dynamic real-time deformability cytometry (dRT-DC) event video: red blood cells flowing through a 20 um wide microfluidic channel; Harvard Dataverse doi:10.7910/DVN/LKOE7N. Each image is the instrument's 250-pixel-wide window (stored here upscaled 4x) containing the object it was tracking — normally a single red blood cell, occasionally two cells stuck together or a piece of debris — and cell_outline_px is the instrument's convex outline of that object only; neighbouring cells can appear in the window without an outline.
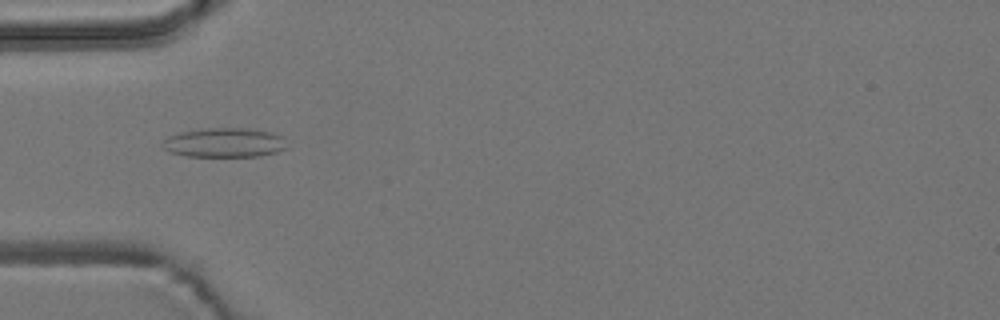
{"species": "common noctule bat (a hibernating species)", "species_latin": "Nyctalus noctula", "temperature_condition": "room temperature", "stored_images_in_passage": 6, "camera_frame_rate_fps": 3000, "um_per_image_px": 0.085, "animal": {"sex": "male", "body_mass_g": 19.2, "forearm_length_mm": 51.8}, "frame": {"image": 1, "passage_image": 1, "time_ms": 0.0, "image_size_px": [1000, 320], "cell_outline_px": [[288, 148], [276, 152], [260, 156], [188, 156], [168, 152], [160, 144], [168, 136], [180, 132], [208, 128], [248, 128], [272, 132], [280, 136]], "centroid_in_image_um": [19.05, 12.12], "position_along_channel_um": 66.0, "area_um2": 21.27}}
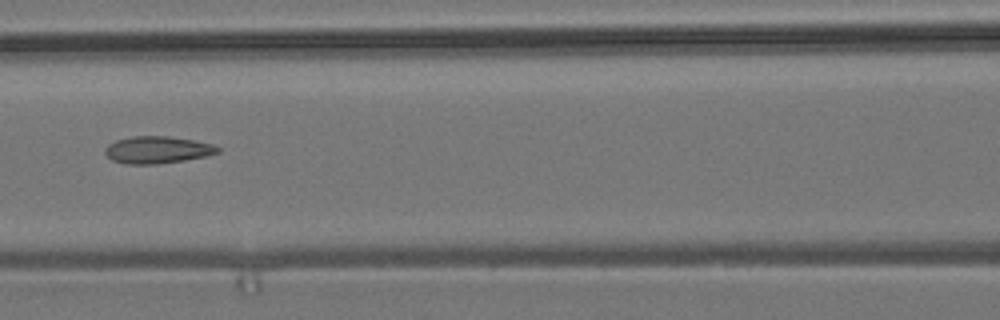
{"frame": {"image": 2, "passage_image": 3, "time_ms": 2.333, "image_size_px": [1000, 320], "cell_outline_px": [[220, 152], [204, 156], [184, 160], [156, 164], [124, 164], [112, 160], [104, 152], [104, 148], [108, 144], [116, 140], [132, 136], [168, 136], [192, 140], [212, 144], [220, 148]], "centroid_in_image_um": [13.34, 12.73], "position_along_channel_um": 153.3, "area_um2": 17.74}}
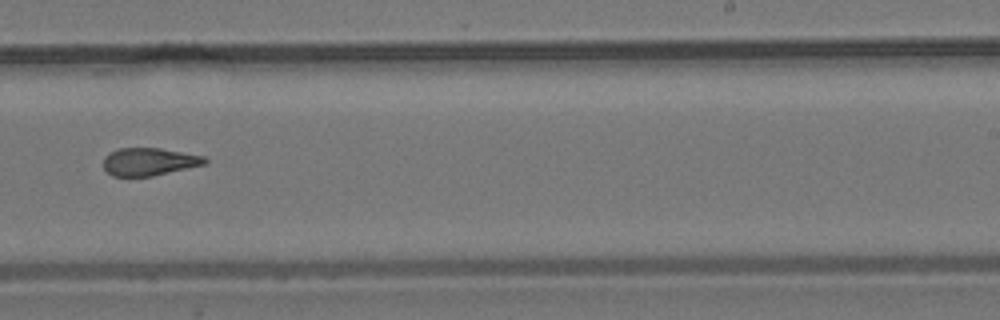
{"frame": {"image": 3, "passage_image": 6, "time_ms": 5.667, "image_size_px": [1000, 320], "cell_outline_px": [[208, 160], [204, 164], [152, 176], [112, 176], [104, 168], [104, 156], [108, 152], [120, 148], [160, 148], [204, 156]], "centroid_in_image_um": [12.64, 13.73], "position_along_channel_um": 276.4, "area_um2": 16.24}}